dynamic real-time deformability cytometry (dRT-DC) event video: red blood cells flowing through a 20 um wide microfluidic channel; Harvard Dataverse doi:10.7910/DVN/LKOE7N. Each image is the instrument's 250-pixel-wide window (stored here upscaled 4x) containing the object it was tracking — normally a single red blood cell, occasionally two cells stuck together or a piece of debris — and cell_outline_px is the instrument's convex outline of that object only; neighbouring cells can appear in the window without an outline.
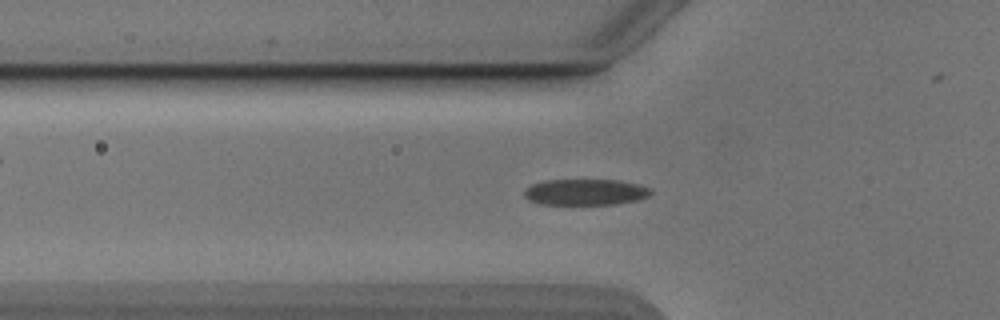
{"species": "Egyptian fruit bat (a non-hibernating species)", "species_latin": "Rousettus aegyptiacus", "temperature_condition": "cold", "stored_images_in_passage": 53, "camera_frame_rate_fps": 3000, "um_per_image_px": 0.085, "animal": {"sex": "male"}, "frame": {"image": 1, "passage_image": 18, "time_ms": 5.667, "image_size_px": [1000, 320], "cell_outline_px": [[652, 192], [648, 196], [636, 200], [616, 204], [540, 204], [528, 200], [524, 196], [524, 188], [532, 184], [544, 180], [620, 180], [640, 184], [652, 188]], "centroid_in_image_um": [49.75, 16.32], "position_along_channel_um": 76.0, "area_um2": 19.42}}
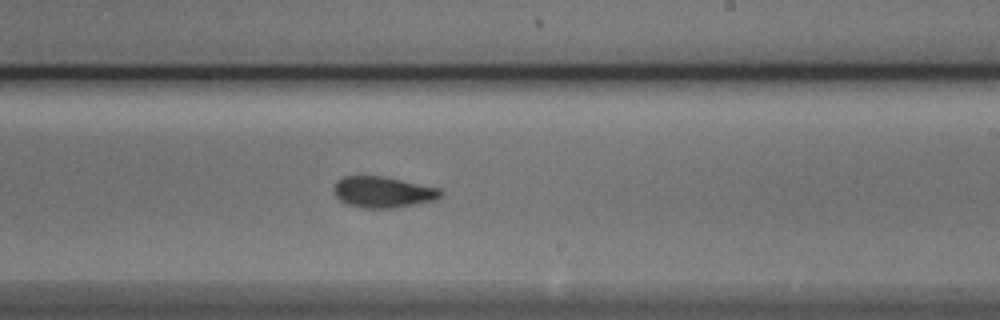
{"frame": {"image": 2, "passage_image": 32, "time_ms": 10.333, "image_size_px": [1000, 320], "cell_outline_px": [[444, 192], [436, 200], [396, 208], [364, 208], [344, 204], [332, 192], [332, 188], [336, 180], [344, 176], [384, 176], [440, 188]], "centroid_in_image_um": [32.52, 16.33], "position_along_channel_um": 256.5, "area_um2": 19.71}}
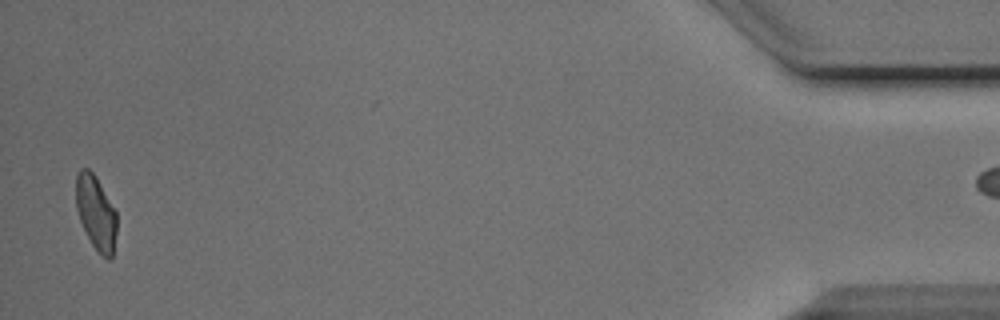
{"frame": {"image": 3, "passage_image": 52, "time_ms": 17.0, "image_size_px": [1000, 320], "cell_outline_px": [[116, 232], [112, 260], [108, 260], [92, 244], [80, 220], [76, 208], [76, 176], [80, 168], [88, 168], [96, 176], [116, 212]], "centroid_in_image_um": [8.15, 18.06], "position_along_channel_um": 427.0, "area_um2": 17.4}}